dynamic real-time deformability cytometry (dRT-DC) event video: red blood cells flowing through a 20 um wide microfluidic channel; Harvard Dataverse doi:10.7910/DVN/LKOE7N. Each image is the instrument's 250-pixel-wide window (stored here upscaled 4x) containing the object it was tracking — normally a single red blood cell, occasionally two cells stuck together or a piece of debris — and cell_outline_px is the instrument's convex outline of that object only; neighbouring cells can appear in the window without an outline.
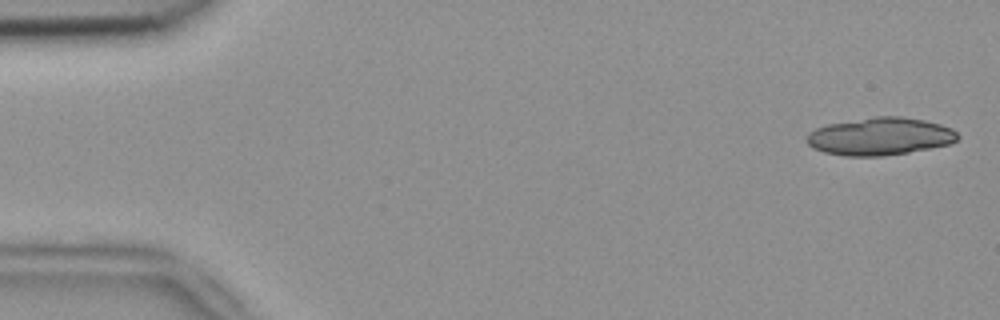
{"species": "common noctule bat (a hibernating species)", "species_latin": "Nyctalus noctula", "temperature_condition": "room temperature", "stored_images_in_passage": 22, "segment_of_instrument_passage": [1, 2], "camera_frame_rate_fps": 3000, "um_per_image_px": 0.085, "animal": {"sex": "female", "body_mass_g": 18.4}, "frame": {"image": 1, "passage_image": 1, "time_ms": 0.0, "image_size_px": [1000, 320], "cell_outline_px": [[960, 136], [956, 140], [948, 144], [908, 152], [884, 156], [844, 156], [824, 152], [812, 148], [804, 140], [808, 132], [816, 128], [828, 124], [876, 116], [900, 116], [924, 120], [940, 124], [952, 128]], "centroid_in_image_um": [74.76, 11.59], "position_along_channel_um": 10.2, "area_um2": 33.12}}